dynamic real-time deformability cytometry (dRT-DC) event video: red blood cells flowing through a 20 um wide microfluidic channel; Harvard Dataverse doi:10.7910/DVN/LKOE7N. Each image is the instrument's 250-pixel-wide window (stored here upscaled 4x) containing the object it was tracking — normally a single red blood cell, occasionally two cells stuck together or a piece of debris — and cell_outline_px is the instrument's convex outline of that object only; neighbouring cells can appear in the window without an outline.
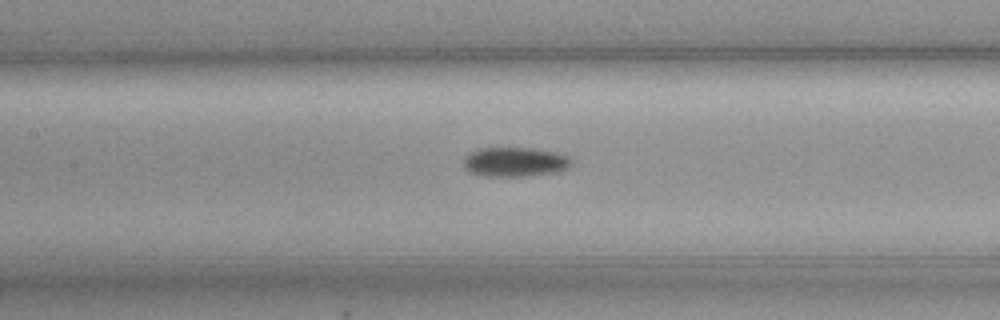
{"species": "common noctule bat (a hibernating species)", "species_latin": "Nyctalus noctula", "temperature_condition": "cold", "stored_images_in_passage": 40, "camera_frame_rate_fps": 3000, "um_per_image_px": 0.085, "animal": {"sex": "female", "body_mass_g": 19.3, "forearm_length_mm": 54.1}, "frame": {"image": 1, "passage_image": 22, "time_ms": 7.0, "image_size_px": [1000, 320], "cell_outline_px": [[572, 164], [568, 168], [556, 172], [528, 176], [484, 176], [468, 172], [464, 168], [464, 156], [468, 152], [480, 148], [532, 148], [556, 152], [568, 156], [572, 160]], "centroid_in_image_um": [43.75, 13.76], "position_along_channel_um": 163.7, "area_um2": 18.73}}